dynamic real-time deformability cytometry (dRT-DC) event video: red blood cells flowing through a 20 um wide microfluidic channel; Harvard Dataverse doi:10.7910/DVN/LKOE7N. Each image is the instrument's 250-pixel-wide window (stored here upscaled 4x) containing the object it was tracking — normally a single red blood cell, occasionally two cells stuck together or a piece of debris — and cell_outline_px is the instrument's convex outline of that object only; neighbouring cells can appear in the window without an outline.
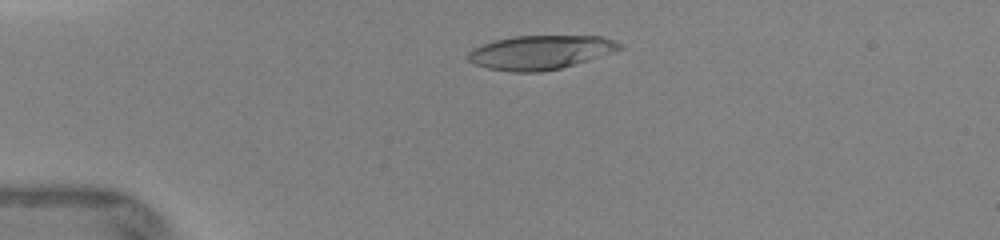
{"species": "human", "species_latin": "Homo sapiens", "temperature_condition": "warm", "stored_images_in_passage": 5, "camera_frame_rate_fps": 3000, "um_per_image_px": 0.085, "donor": {"sex": "female"}, "frame": {"image": 1, "passage_image": 4, "time_ms": 3.0, "image_size_px": [1000, 240], "cell_outline_px": [[624, 48], [612, 52], [560, 68], [540, 72], [512, 72], [488, 68], [476, 64], [468, 60], [468, 52], [472, 48], [496, 40], [512, 36], [600, 36], [624, 44]], "centroid_in_image_um": [45.92, 4.44], "position_along_channel_um": 39.1, "area_um2": 29.71}}